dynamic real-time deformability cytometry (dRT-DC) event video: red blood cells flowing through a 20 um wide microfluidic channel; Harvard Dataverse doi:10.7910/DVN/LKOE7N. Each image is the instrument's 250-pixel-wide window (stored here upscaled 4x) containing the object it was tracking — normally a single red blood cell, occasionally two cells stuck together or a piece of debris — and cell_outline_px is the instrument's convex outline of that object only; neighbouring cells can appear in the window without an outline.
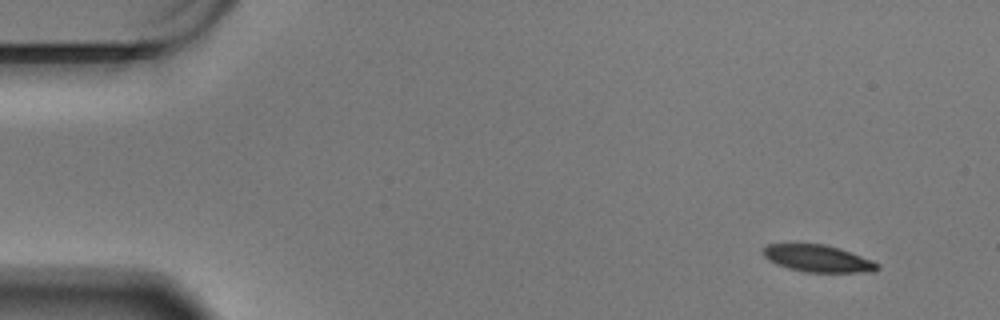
{"species": "Egyptian fruit bat (a non-hibernating species)", "species_latin": "Rousettus aegyptiacus", "temperature_condition": "warm", "stored_images_in_passage": 56, "camera_frame_rate_fps": 3000, "um_per_image_px": 0.085, "animal": {"sex": "male"}, "frame": {"image": 1, "passage_image": 1, "time_ms": 0.0, "image_size_px": [1000, 320], "cell_outline_px": [[880, 268], [872, 272], [804, 272], [788, 268], [776, 264], [768, 260], [764, 256], [764, 248], [768, 244], [824, 244], [840, 248], [872, 260], [880, 264]], "centroid_in_image_um": [69.54, 21.98], "position_along_channel_um": 15.5, "area_um2": 17.98}}
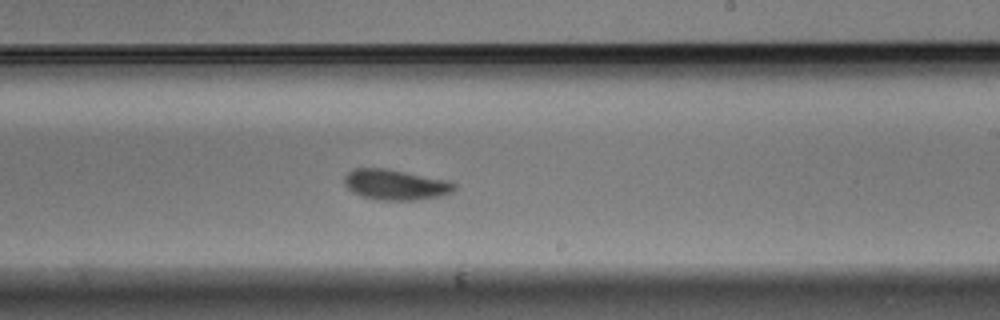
{"frame": {"image": 2, "passage_image": 32, "time_ms": 10.333, "image_size_px": [1000, 320], "cell_outline_px": [[456, 188], [452, 192], [440, 196], [416, 200], [376, 200], [360, 196], [352, 192], [344, 184], [344, 176], [352, 168], [384, 168], [444, 180], [456, 184]], "centroid_in_image_um": [33.55, 15.71], "position_along_channel_um": 255.4, "area_um2": 19.42}}
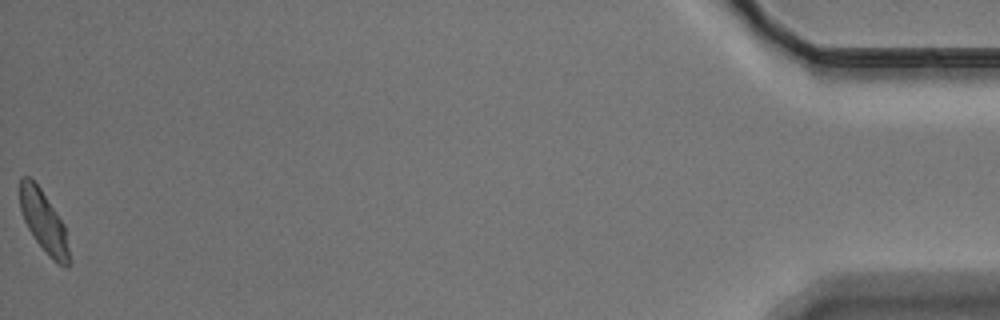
{"frame": {"image": 3, "passage_image": 56, "time_ms": 18.333, "image_size_px": [1000, 320], "cell_outline_px": [[68, 268], [64, 268], [52, 260], [36, 240], [28, 228], [24, 220], [20, 208], [20, 176], [28, 176], [40, 188], [64, 224], [68, 248]], "centroid_in_image_um": [3.7, 18.84], "position_along_channel_um": 431.5, "area_um2": 17.22}, "authors_computed_cell_mechanics": {"area_um2": 19.1607, "velocity_mm_per_s": 3.4061, "shape_relaxation_time_tau1_ms": 5.4767, "shape_relaxation_time_tau2_ms": 3.2064, "deformation_change_tau1": 0.1593, "deformation_change_tau2": 0.0809}}